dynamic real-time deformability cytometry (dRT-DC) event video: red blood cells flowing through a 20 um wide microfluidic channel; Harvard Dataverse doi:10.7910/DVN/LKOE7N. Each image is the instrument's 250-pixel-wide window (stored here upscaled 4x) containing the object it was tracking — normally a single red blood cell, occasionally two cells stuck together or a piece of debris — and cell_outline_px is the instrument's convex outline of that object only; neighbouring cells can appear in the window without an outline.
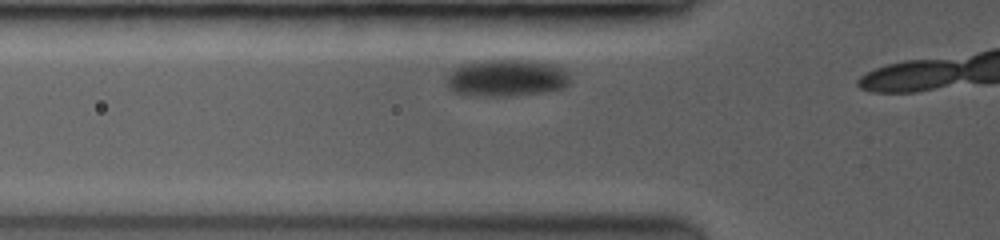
{"species": "common noctule bat (a hibernating species)", "species_latin": "Nyctalus noctula", "temperature_condition": "room temperature", "stored_images_in_passage": 7, "camera_frame_rate_fps": 3500, "um_per_image_px": 0.085, "animal": {"sex": "female", "body_mass_g": 19.0, "forearm_length_mm": 53.3}, "frame": {"image": 1, "passage_image": 5, "time_ms": 1.714, "image_size_px": [1000, 240], "cell_outline_px": [[568, 84], [560, 88], [544, 92], [504, 96], [488, 96], [456, 92], [448, 84], [444, 76], [452, 68], [460, 64], [484, 60], [532, 60], [560, 64], [568, 72]], "centroid_in_image_um": [43.06, 6.59], "position_along_channel_um": 82.7, "area_um2": 26.76}}